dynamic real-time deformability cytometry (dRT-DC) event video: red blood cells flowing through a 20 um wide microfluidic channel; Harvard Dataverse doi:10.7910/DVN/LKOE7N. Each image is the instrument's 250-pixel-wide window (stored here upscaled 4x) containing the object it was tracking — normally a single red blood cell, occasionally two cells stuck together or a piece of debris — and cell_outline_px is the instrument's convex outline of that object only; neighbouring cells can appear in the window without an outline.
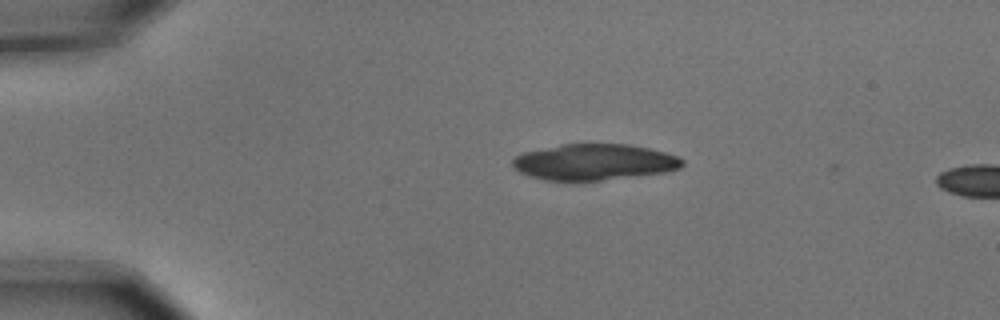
{"species": "common noctule bat (a hibernating species)", "species_latin": "Nyctalus noctula", "temperature_condition": "cold", "stored_images_in_passage": 2, "camera_frame_rate_fps": 3000, "um_per_image_px": 0.085, "animal": {"sex": "male", "body_mass_g": 15.6}, "frame": {"image": 1, "passage_image": 1, "time_ms": 0.0, "image_size_px": [1000, 320], "cell_outline_px": [[684, 164], [680, 168], [664, 172], [572, 184], [544, 180], [528, 176], [520, 172], [512, 164], [512, 160], [516, 156], [524, 152], [560, 144], [628, 144], [648, 148], [664, 152], [676, 156], [684, 160]], "centroid_in_image_um": [50.45, 13.81], "position_along_channel_um": 34.6, "area_um2": 36.3}}